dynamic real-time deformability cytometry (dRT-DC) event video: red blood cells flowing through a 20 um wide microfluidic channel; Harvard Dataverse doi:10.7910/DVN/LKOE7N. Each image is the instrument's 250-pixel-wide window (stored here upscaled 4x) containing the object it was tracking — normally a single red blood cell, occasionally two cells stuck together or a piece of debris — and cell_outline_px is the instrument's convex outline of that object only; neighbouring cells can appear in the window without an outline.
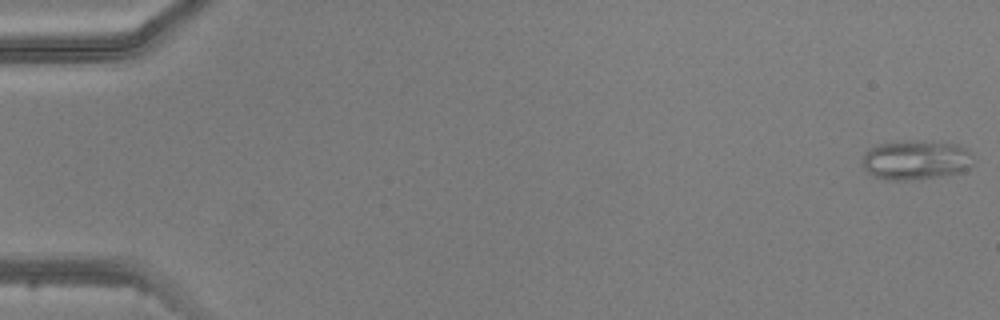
{"species": "common noctule bat (a hibernating species)", "species_latin": "Nyctalus noctula", "temperature_condition": "warm", "stored_images_in_passage": 5, "camera_frame_rate_fps": 3000, "um_per_image_px": 0.085, "animal": {"sex": "male", "body_mass_g": 20.5, "forearm_length_mm": 52.5}, "frame": {"image": 1, "passage_image": 1, "time_ms": 0.0, "image_size_px": [1000, 320], "cell_outline_px": [[972, 164], [964, 172], [940, 176], [908, 180], [888, 180], [872, 176], [860, 164], [860, 160], [864, 152], [880, 144], [912, 140], [932, 140], [956, 144], [968, 148]], "centroid_in_image_um": [77.83, 13.59], "position_along_channel_um": 7.2, "area_um2": 25.89}}
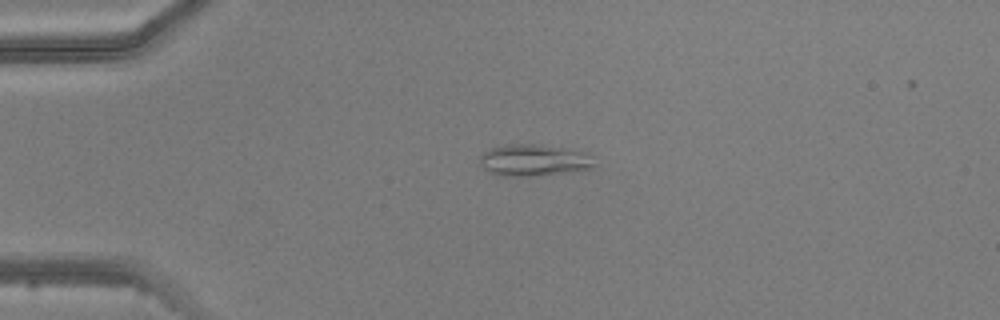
{"frame": {"image": 2, "passage_image": 4, "time_ms": 3.667, "image_size_px": [1000, 320], "cell_outline_px": [[596, 164], [592, 168], [564, 172], [532, 176], [496, 176], [484, 168], [480, 164], [480, 156], [484, 152], [492, 148], [504, 144], [532, 144], [564, 148], [588, 152], [592, 156]], "centroid_in_image_um": [45.38, 13.62], "position_along_channel_um": 39.6, "area_um2": 21.15}}